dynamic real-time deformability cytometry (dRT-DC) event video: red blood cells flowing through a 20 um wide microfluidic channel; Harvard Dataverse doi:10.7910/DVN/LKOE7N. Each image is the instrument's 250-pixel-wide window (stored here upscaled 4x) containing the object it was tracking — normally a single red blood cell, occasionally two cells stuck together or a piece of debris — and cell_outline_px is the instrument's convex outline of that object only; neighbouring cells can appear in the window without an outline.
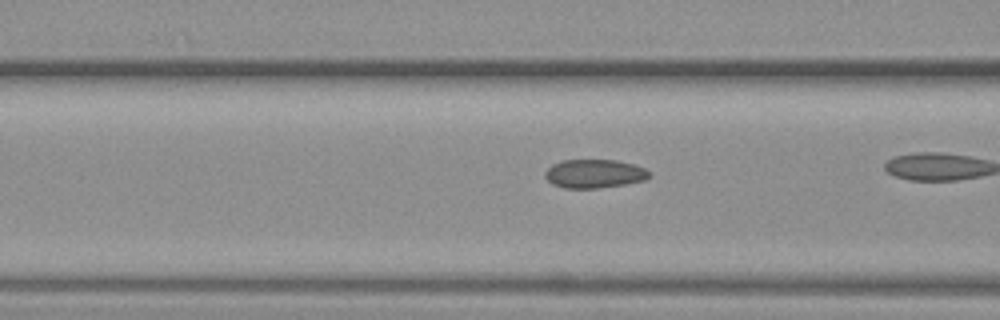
{"species": "common noctule bat (a hibernating species)", "species_latin": "Nyctalus noctula", "temperature_condition": "warm", "stored_images_in_passage": 31, "camera_frame_rate_fps": 3000, "um_per_image_px": 0.085, "animal": {"sex": "female", "body_mass_g": 19.3, "forearm_length_mm": 54.1}, "frame": {"image": 1, "passage_image": 11, "time_ms": 3.333, "image_size_px": [1000, 320], "cell_outline_px": [[652, 172], [644, 180], [624, 184], [596, 188], [564, 188], [552, 184], [544, 176], [544, 172], [552, 164], [560, 160], [616, 160], [632, 164], [644, 168]], "centroid_in_image_um": [50.48, 14.76], "position_along_channel_um": 116.1, "area_um2": 17.34}}
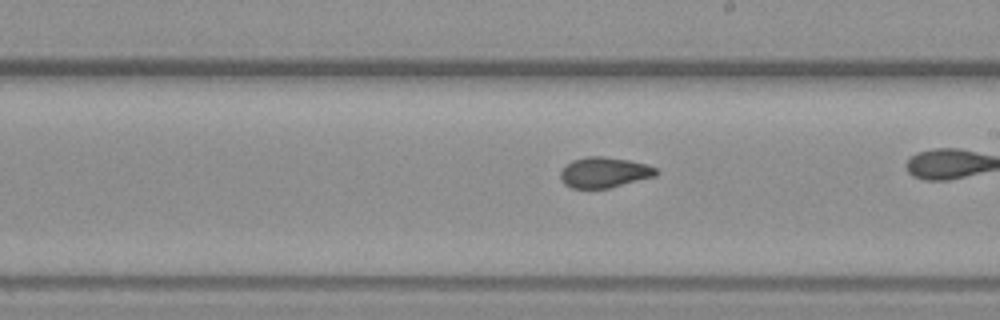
{"frame": {"image": 2, "passage_image": 20, "time_ms": 6.333, "image_size_px": [1000, 320], "cell_outline_px": [[660, 172], [656, 176], [608, 188], [572, 188], [564, 184], [560, 180], [560, 172], [572, 160], [588, 156], [604, 156], [628, 160], [648, 164], [656, 168]], "centroid_in_image_um": [51.38, 14.65], "position_along_channel_um": 237.6, "area_um2": 17.05}}
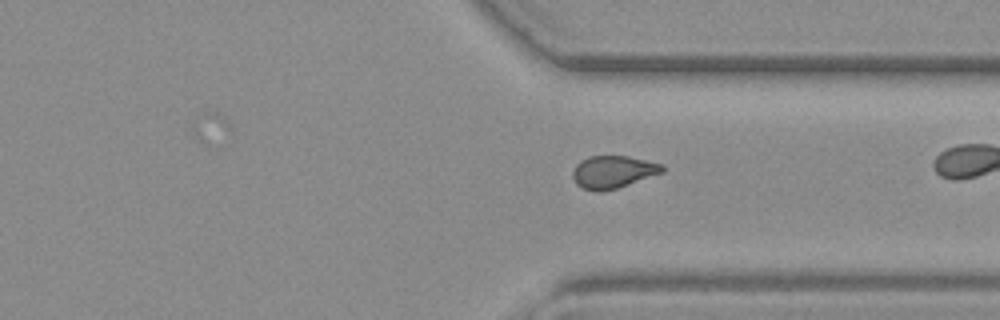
{"frame": {"image": 3, "passage_image": 29, "time_ms": 9.333, "image_size_px": [1000, 320], "cell_outline_px": [[664, 172], [616, 188], [600, 192], [584, 188], [576, 184], [572, 176], [572, 172], [576, 164], [580, 160], [592, 156], [628, 156], [664, 164]], "centroid_in_image_um": [52.11, 14.6], "position_along_channel_um": 359.3, "area_um2": 16.88}}